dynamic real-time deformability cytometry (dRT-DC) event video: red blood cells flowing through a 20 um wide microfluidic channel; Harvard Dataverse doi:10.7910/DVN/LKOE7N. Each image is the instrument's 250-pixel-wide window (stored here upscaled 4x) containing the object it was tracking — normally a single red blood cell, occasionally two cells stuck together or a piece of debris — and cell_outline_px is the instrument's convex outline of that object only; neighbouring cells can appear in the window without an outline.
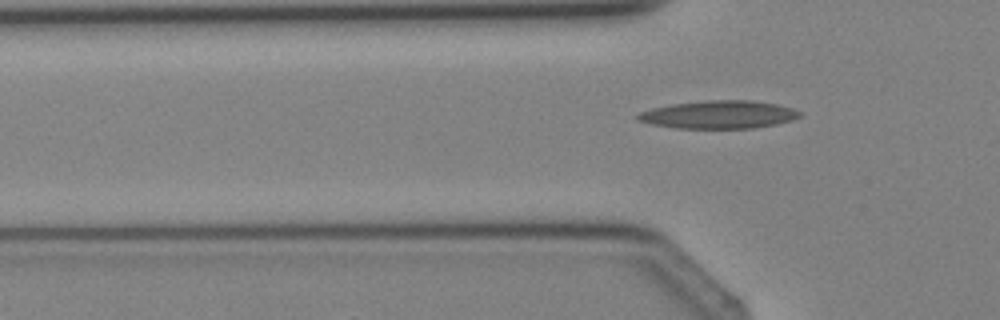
{"species": "Egyptian fruit bat (a non-hibernating species)", "species_latin": "Rousettus aegyptiacus", "temperature_condition": "cold", "stored_images_in_passage": 3, "camera_frame_rate_fps": 3000, "um_per_image_px": 0.085, "animal": {"sex": "female"}, "frame": {"image": 1, "passage_image": 3, "time_ms": 2.333, "image_size_px": [1000, 320], "cell_outline_px": [[800, 116], [792, 120], [776, 124], [752, 128], [676, 128], [652, 124], [640, 120], [636, 116], [640, 112], [652, 108], [672, 104], [704, 100], [752, 100], [776, 104], [792, 108], [800, 112]], "centroid_in_image_um": [61.11, 9.73], "position_along_channel_um": 64.7, "area_um2": 26.18}}